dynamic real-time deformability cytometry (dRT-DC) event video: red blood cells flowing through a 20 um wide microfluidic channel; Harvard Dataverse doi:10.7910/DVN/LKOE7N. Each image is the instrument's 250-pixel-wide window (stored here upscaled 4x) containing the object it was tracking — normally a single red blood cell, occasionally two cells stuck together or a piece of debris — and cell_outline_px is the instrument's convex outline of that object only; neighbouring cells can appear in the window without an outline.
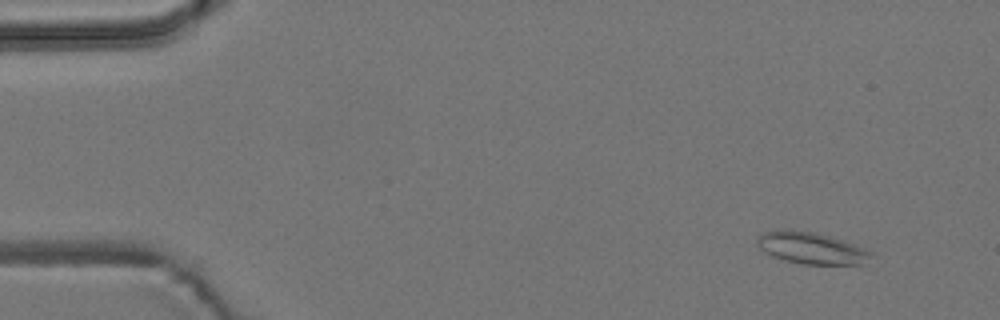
{"species": "common noctule bat (a hibernating species)", "species_latin": "Nyctalus noctula", "temperature_condition": "room temperature", "stored_images_in_passage": 7, "camera_frame_rate_fps": 3000, "um_per_image_px": 0.085, "animal": {"sex": "male", "body_mass_g": 19.2, "forearm_length_mm": 51.8}, "frame": {"image": 1, "passage_image": 2, "time_ms": 1.333, "image_size_px": [1000, 320], "cell_outline_px": [[872, 256], [860, 264], [800, 264], [784, 260], [772, 256], [760, 248], [756, 244], [756, 240], [760, 232], [780, 228], [788, 228], [816, 232], [832, 236], [856, 244], [872, 252]], "centroid_in_image_um": [68.9, 21.04], "position_along_channel_um": 16.1, "area_um2": 21.5}}
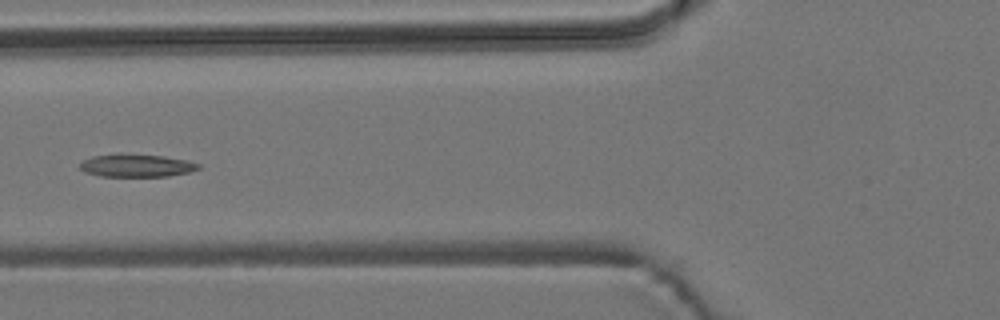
{"frame": {"image": 2, "passage_image": 7, "time_ms": 7.0, "image_size_px": [1000, 320], "cell_outline_px": [[200, 168], [188, 172], [168, 176], [100, 176], [84, 172], [80, 168], [80, 164], [84, 160], [92, 156], [164, 156], [184, 160], [200, 164]], "centroid_in_image_um": [11.62, 14.11], "position_along_channel_um": 114.2, "area_um2": 14.85}}